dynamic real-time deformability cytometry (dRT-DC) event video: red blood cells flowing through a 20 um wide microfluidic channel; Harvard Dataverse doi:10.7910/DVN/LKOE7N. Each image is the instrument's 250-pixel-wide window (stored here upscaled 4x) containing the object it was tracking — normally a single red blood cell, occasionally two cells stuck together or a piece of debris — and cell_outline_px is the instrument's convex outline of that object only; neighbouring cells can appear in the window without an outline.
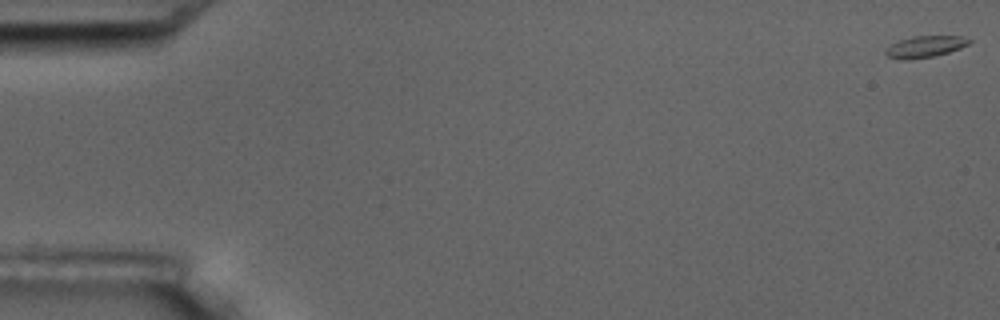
{"species": "common noctule bat (a hibernating species)", "species_latin": "Nyctalus noctula", "temperature_condition": "room temperature", "stored_images_in_passage": 7, "camera_frame_rate_fps": 3000, "um_per_image_px": 0.085, "animal": {"sex": "male", "body_mass_g": 17.5, "forearm_length_mm": 52.3}, "frame": {"image": 1, "passage_image": 1, "time_ms": 0.0, "image_size_px": [1000, 320], "cell_outline_px": [[972, 40], [968, 44], [960, 48], [948, 52], [932, 56], [908, 60], [900, 60], [888, 56], [884, 52], [884, 48], [900, 40], [912, 36], [960, 36]], "centroid_in_image_um": [78.58, 3.97], "position_along_channel_um": 6.4, "area_um2": 10.4}}
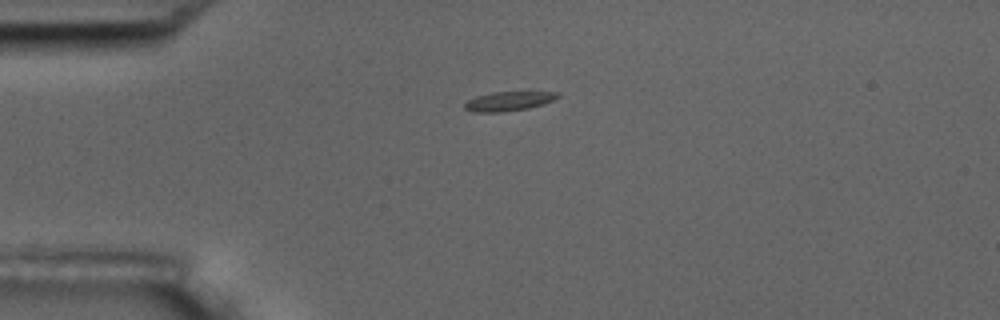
{"frame": {"image": 2, "passage_image": 5, "time_ms": 4.667, "image_size_px": [1000, 320], "cell_outline_px": [[560, 96], [556, 100], [544, 104], [528, 108], [504, 112], [472, 112], [464, 108], [464, 104], [468, 100], [476, 96], [492, 92], [560, 92]], "centroid_in_image_um": [43.26, 8.6], "position_along_channel_um": 41.7, "area_um2": 10.58}}